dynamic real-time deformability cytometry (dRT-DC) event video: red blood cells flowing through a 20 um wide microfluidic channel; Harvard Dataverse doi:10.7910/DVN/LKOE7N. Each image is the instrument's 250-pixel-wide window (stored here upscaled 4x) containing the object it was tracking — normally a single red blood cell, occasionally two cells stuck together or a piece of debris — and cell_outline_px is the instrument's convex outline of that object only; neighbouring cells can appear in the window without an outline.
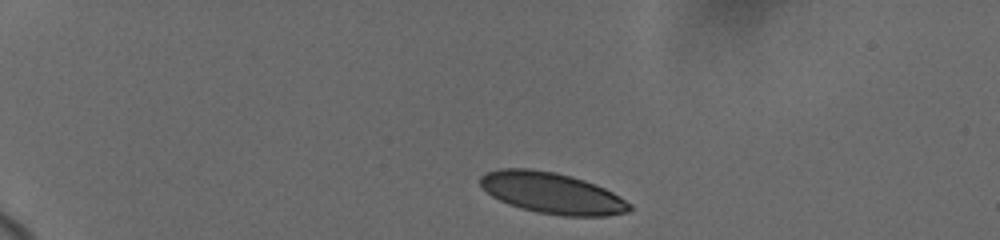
{"species": "human", "species_latin": "Homo sapiens", "temperature_condition": "cold", "stored_images_in_passage": 24, "camera_frame_rate_fps": 3000, "um_per_image_px": 0.085, "donor": {"sex": "female"}, "frame": {"image": 1, "passage_image": 1, "time_ms": 0.0, "image_size_px": [1000, 240], "cell_outline_px": [[632, 208], [628, 212], [608, 216], [564, 216], [536, 212], [520, 208], [508, 204], [492, 196], [480, 184], [480, 176], [488, 172], [500, 168], [528, 168], [556, 172], [572, 176], [596, 184], [620, 196], [632, 204]], "centroid_in_image_um": [46.95, 16.41], "position_along_channel_um": 38.1, "area_um2": 35.89}}
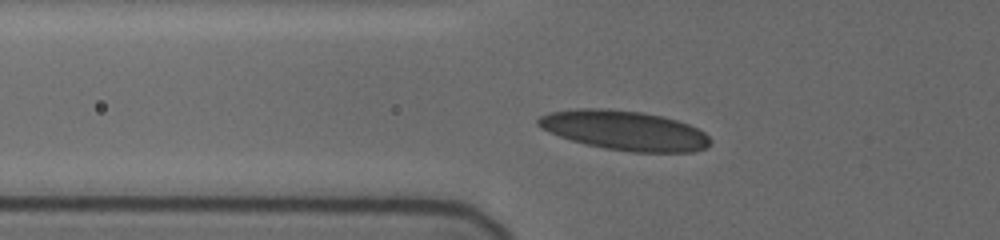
{"frame": {"image": 2, "passage_image": 20, "time_ms": 3.0, "image_size_px": [1000, 240], "cell_outline_px": [[708, 144], [704, 148], [692, 152], [632, 152], [604, 148], [572, 140], [548, 132], [540, 128], [536, 124], [536, 120], [540, 116], [548, 112], [576, 108], [604, 108], [640, 112], [660, 116], [676, 120], [688, 124], [704, 132], [708, 136]], "centroid_in_image_um": [53.02, 11.08], "position_along_channel_um": 72.8, "area_um2": 39.42}}
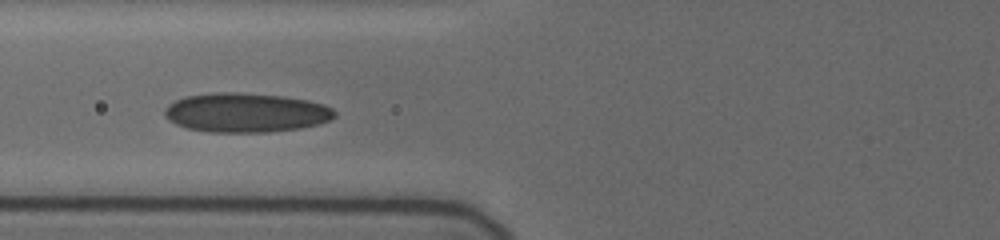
{"frame": {"image": 3, "passage_image": 23, "time_ms": 4.0, "image_size_px": [1000, 240], "cell_outline_px": [[336, 116], [320, 124], [300, 128], [272, 132], [208, 132], [188, 128], [176, 124], [168, 120], [164, 116], [164, 108], [168, 104], [184, 96], [220, 92], [236, 92], [280, 96], [308, 100], [324, 104], [332, 108], [336, 112]], "centroid_in_image_um": [20.89, 9.58], "position_along_channel_um": 104.9, "area_um2": 39.07}}